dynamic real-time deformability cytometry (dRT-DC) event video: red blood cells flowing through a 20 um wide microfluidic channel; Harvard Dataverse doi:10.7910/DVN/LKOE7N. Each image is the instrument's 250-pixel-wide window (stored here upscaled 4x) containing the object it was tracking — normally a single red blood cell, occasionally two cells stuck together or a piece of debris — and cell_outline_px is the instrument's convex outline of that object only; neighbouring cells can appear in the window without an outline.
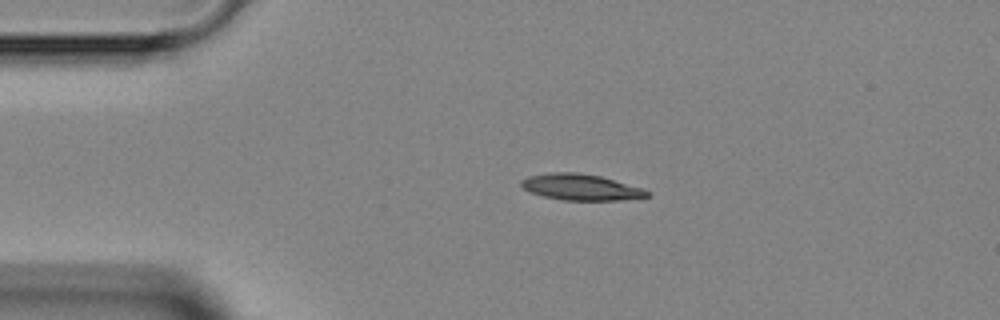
{"species": "Egyptian fruit bat (a non-hibernating species)", "species_latin": "Rousettus aegyptiacus", "temperature_condition": "room temperature", "stored_images_in_passage": 1, "camera_frame_rate_fps": 3000, "um_per_image_px": 0.085, "animal": {"sex": "female"}, "frame": {"image": 1, "passage_image": 1, "time_ms": 0.0, "image_size_px": [1000, 320], "cell_outline_px": [[648, 196], [640, 200], [560, 200], [528, 192], [520, 184], [520, 180], [528, 176], [552, 172], [576, 172], [600, 176], [644, 188], [648, 192]], "centroid_in_image_um": [49.4, 15.92], "position_along_channel_um": 35.6, "area_um2": 19.42}}